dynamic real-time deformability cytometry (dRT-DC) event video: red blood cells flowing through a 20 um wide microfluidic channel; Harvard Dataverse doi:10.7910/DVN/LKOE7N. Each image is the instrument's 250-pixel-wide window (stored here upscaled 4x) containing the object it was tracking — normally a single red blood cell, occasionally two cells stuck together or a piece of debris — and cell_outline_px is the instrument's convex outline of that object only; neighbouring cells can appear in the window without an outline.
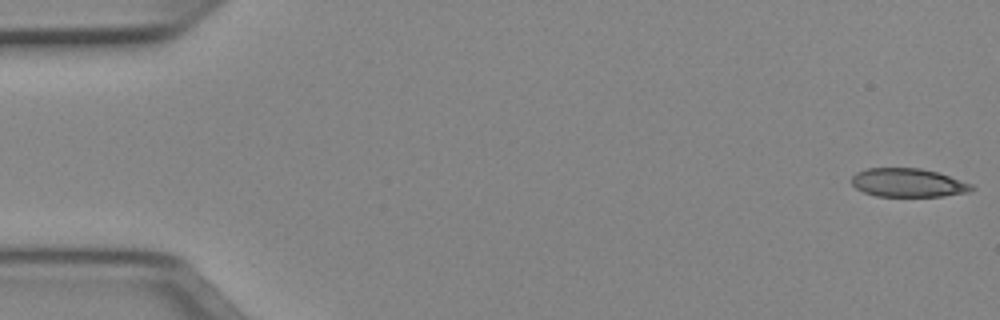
{"species": "Egyptian fruit bat (a non-hibernating species)", "species_latin": "Rousettus aegyptiacus", "temperature_condition": "cold", "stored_images_in_passage": 51, "camera_frame_rate_fps": 3000, "um_per_image_px": 0.085, "animal": {"sex": "female"}, "frame": {"image": 1, "passage_image": 1, "time_ms": 0.0, "image_size_px": [1000, 320], "cell_outline_px": [[976, 188], [968, 192], [944, 196], [876, 196], [864, 192], [856, 188], [852, 184], [852, 176], [856, 172], [868, 168], [920, 168], [936, 172], [972, 184]], "centroid_in_image_um": [77.17, 15.53], "position_along_channel_um": 7.8, "area_um2": 19.88}}
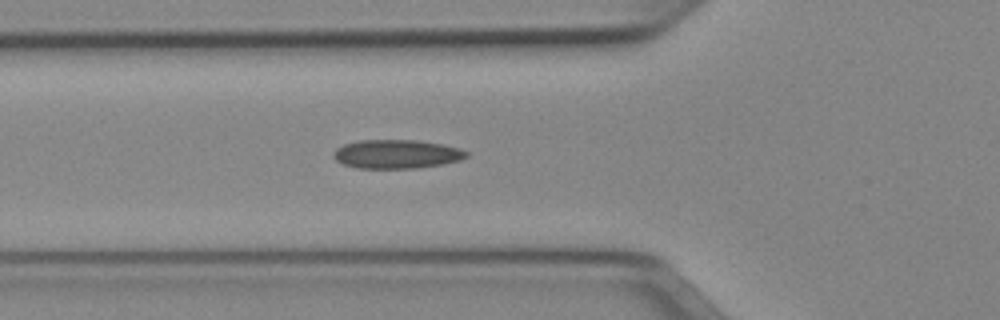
{"frame": {"image": 2, "passage_image": 18, "time_ms": 5.667, "image_size_px": [1000, 320], "cell_outline_px": [[468, 156], [460, 160], [444, 164], [416, 168], [356, 168], [344, 164], [336, 160], [332, 156], [332, 152], [336, 148], [344, 144], [360, 140], [416, 140], [444, 144], [460, 148], [468, 152]], "centroid_in_image_um": [33.72, 13.09], "position_along_channel_um": 92.1, "area_um2": 22.48}}
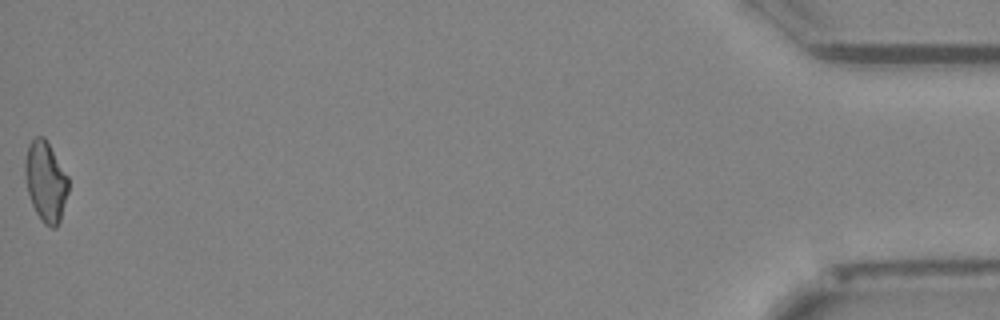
{"frame": {"image": 3, "passage_image": 51, "time_ms": 16.667, "image_size_px": [1000, 320], "cell_outline_px": [[68, 192], [60, 220], [56, 228], [52, 228], [44, 224], [36, 212], [32, 204], [28, 192], [24, 172], [24, 160], [28, 144], [36, 136], [44, 136], [68, 176]], "centroid_in_image_um": [3.87, 15.41], "position_along_channel_um": 431.3, "area_um2": 20.23}, "authors_computed_cell_mechanics": {"area_um2": 21.097, "velocity_mm_per_s": 3.9715, "shape_relaxation_time_tau1_ms": null, "shape_relaxation_time_tau2_ms": 4.3497, "deformation_change_tau1": null, "deformation_change_tau2": 0.1178}}